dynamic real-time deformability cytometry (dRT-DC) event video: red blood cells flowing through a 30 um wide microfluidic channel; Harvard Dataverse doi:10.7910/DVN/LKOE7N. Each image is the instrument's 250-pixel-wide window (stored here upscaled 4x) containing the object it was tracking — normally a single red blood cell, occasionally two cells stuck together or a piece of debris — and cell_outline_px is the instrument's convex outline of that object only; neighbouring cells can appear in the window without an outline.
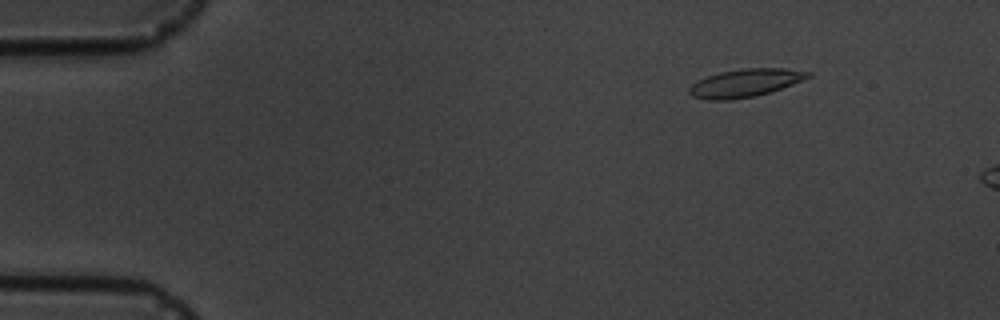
{"species": "common noctule bat (a hibernating species)", "species_latin": "Nyctalus noctula", "temperature_condition": "cold", "stored_images_in_passage": 3, "camera_frame_rate_fps": 3000, "um_per_image_px": 0.085, "animal": {"sex": "male", "body_mass_g": 19.5, "forearm_length_mm": 54.6}, "frame": {"image": 1, "passage_image": 1, "time_ms": 0.0, "image_size_px": [1000, 320], "cell_outline_px": [[812, 76], [772, 92], [756, 96], [732, 100], [708, 100], [692, 96], [688, 92], [688, 88], [692, 84], [708, 76], [720, 72], [744, 68], [784, 68], [812, 72]], "centroid_in_image_um": [63.36, 7.06], "position_along_channel_um": 21.6, "area_um2": 19.42}}